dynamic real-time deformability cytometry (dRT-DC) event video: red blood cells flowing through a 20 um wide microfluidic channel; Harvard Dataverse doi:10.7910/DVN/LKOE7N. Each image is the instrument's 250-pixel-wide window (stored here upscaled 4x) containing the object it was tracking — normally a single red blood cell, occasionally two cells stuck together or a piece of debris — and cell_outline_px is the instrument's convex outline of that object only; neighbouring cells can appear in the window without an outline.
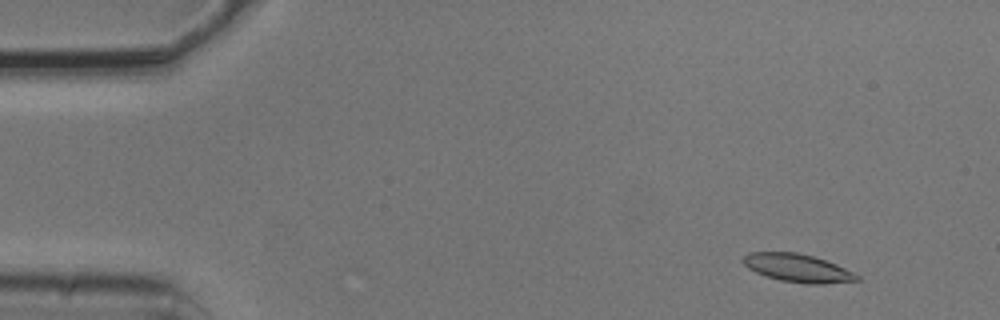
{"species": "common noctule bat (a hibernating species)", "species_latin": "Nyctalus noctula", "temperature_condition": "cold", "stored_images_in_passage": 4, "camera_frame_rate_fps": 3000, "um_per_image_px": 0.085, "animal": {"sex": "male", "body_mass_g": 20.5, "forearm_length_mm": 52.5}, "frame": {"image": 1, "passage_image": 1, "time_ms": 0.0, "image_size_px": [1000, 320], "cell_outline_px": [[860, 280], [824, 284], [808, 284], [780, 280], [756, 272], [748, 268], [740, 260], [748, 252], [796, 252], [812, 256], [836, 264], [860, 276]], "centroid_in_image_um": [67.78, 22.78], "position_along_channel_um": 17.2, "area_um2": 18.5}}
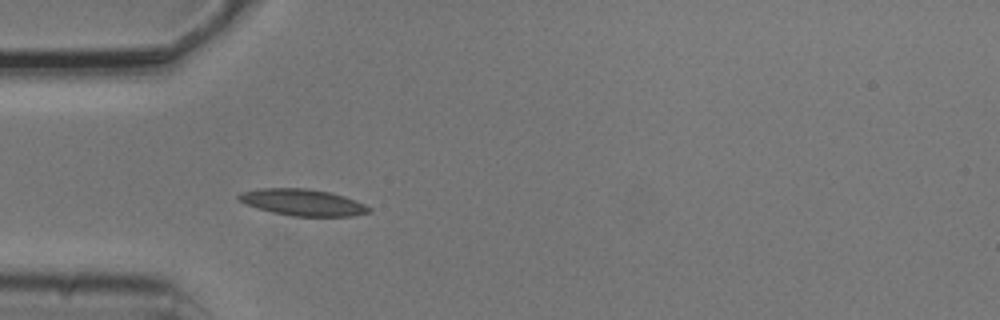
{"frame": {"image": 2, "passage_image": 4, "time_ms": 1.0, "image_size_px": [1000, 320], "cell_outline_px": [[372, 208], [368, 212], [352, 216], [292, 216], [272, 212], [248, 204], [240, 200], [236, 196], [240, 192], [260, 188], [308, 188], [328, 192], [344, 196], [364, 204]], "centroid_in_image_um": [25.73, 17.19], "position_along_channel_um": 59.3, "area_um2": 19.88}}